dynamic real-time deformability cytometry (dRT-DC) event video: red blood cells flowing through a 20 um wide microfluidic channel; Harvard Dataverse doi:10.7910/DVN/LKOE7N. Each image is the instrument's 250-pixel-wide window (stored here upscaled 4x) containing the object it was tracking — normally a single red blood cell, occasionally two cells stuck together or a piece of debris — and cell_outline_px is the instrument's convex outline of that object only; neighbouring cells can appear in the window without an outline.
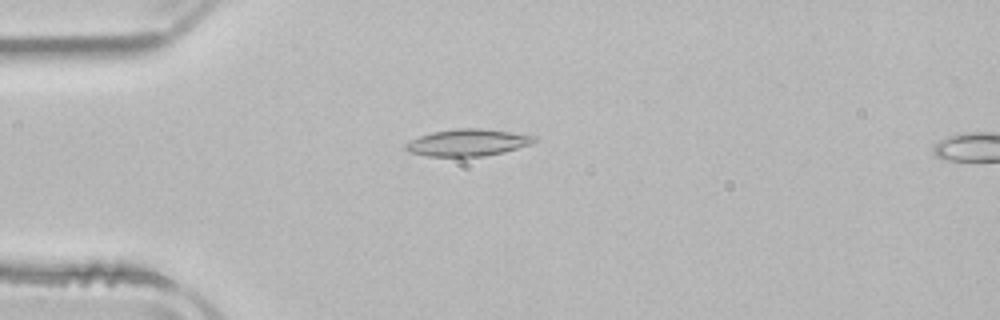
{"species": "common noctule bat (a hibernating species)", "species_latin": "Nyctalus noctula", "temperature_condition": "room temperature", "stored_images_in_passage": 48, "camera_frame_rate_fps": 3000, "um_per_image_px": 0.085, "animal": {"sex": "male", "body_mass_g": 21.5, "forearm_length_mm": 52.0}, "frame": {"image": 1, "passage_image": 9, "time_ms": 2.667, "image_size_px": [1000, 320], "cell_outline_px": [[536, 140], [532, 144], [504, 152], [484, 156], [428, 156], [408, 152], [404, 148], [404, 144], [420, 136], [432, 132], [456, 128], [484, 128], [536, 136]], "centroid_in_image_um": [39.76, 12.11], "position_along_channel_um": 45.2, "area_um2": 20.17}}
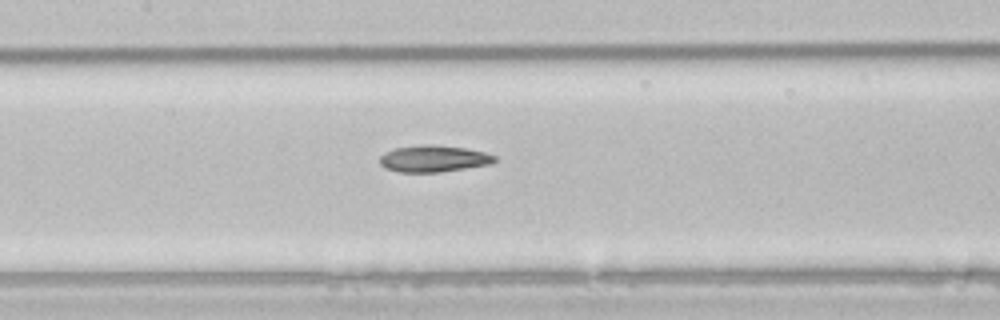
{"frame": {"image": 2, "passage_image": 20, "time_ms": 6.333, "image_size_px": [1000, 320], "cell_outline_px": [[496, 160], [492, 164], [440, 172], [400, 172], [384, 168], [380, 164], [380, 156], [384, 152], [396, 148], [432, 144], [464, 148], [484, 152], [496, 156]], "centroid_in_image_um": [36.86, 13.49], "position_along_channel_um": 170.5, "area_um2": 17.74}}
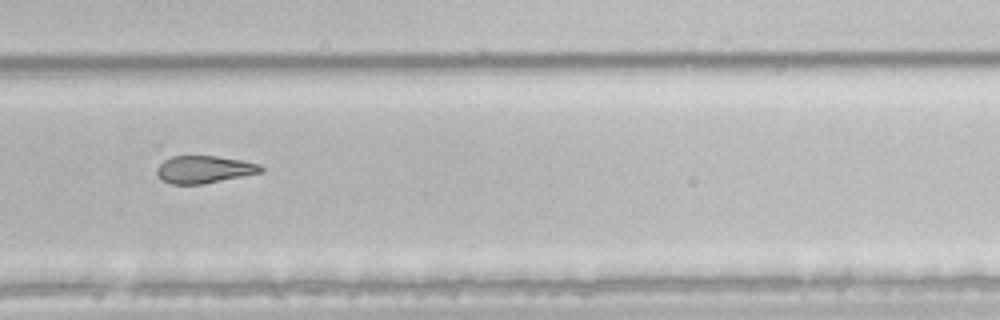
{"frame": {"image": 3, "passage_image": 31, "time_ms": 10.0, "image_size_px": [1000, 320], "cell_outline_px": [[264, 172], [204, 184], [172, 184], [164, 180], [156, 172], [156, 168], [164, 160], [172, 156], [216, 156], [240, 160], [260, 164], [264, 168]], "centroid_in_image_um": [17.39, 14.4], "position_along_channel_um": 312.4, "area_um2": 16.59}}